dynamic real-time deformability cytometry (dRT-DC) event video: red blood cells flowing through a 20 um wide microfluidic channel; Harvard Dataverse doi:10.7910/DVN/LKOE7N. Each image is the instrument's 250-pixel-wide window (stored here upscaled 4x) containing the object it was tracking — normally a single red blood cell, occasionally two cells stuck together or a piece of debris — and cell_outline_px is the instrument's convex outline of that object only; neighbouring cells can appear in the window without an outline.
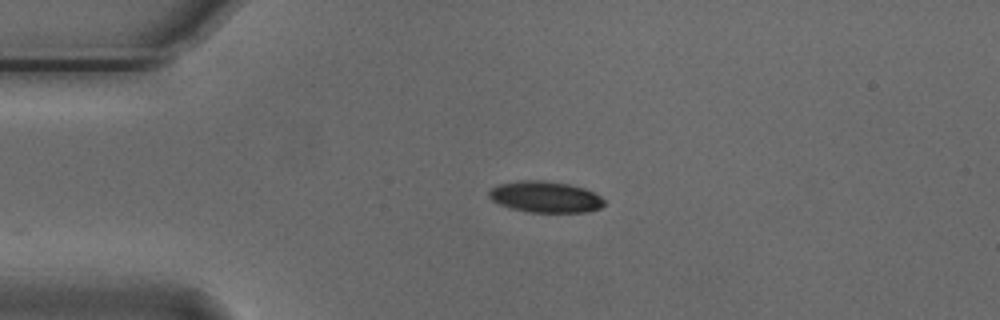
{"species": "Egyptian fruit bat (a non-hibernating species)", "species_latin": "Rousettus aegyptiacus", "temperature_condition": "cold", "stored_images_in_passage": 28, "camera_frame_rate_fps": 3000, "um_per_image_px": 0.085, "animal": {"sex": "male"}, "frame": {"image": 1, "passage_image": 1, "time_ms": 0.0, "image_size_px": [1000, 320], "cell_outline_px": [[604, 204], [600, 208], [588, 212], [528, 212], [508, 208], [492, 200], [488, 196], [488, 192], [492, 188], [500, 184], [520, 180], [544, 180], [568, 184], [584, 188], [600, 196], [604, 200]], "centroid_in_image_um": [46.34, 16.74], "position_along_channel_um": 38.7, "area_um2": 20.98}}
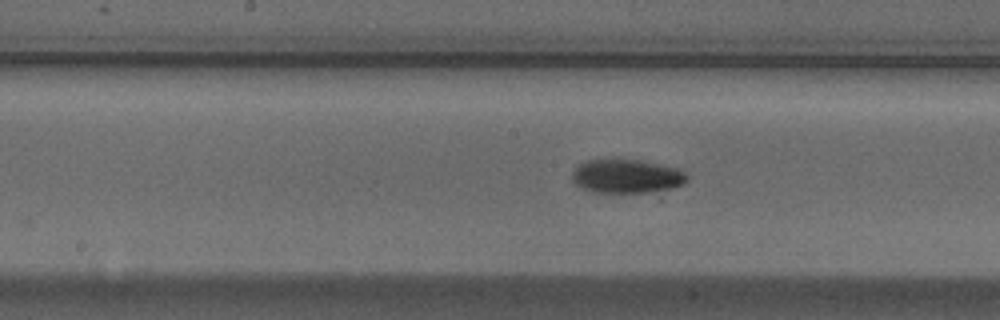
{"frame": {"image": 2, "passage_image": 16, "time_ms": 5.0, "image_size_px": [1000, 320], "cell_outline_px": [[688, 180], [684, 184], [672, 188], [648, 192], [592, 192], [576, 184], [572, 180], [572, 172], [580, 164], [588, 160], [640, 160], [676, 168], [684, 172], [688, 176]], "centroid_in_image_um": [53.28, 14.99], "position_along_channel_um": 194.9, "area_um2": 22.31}}
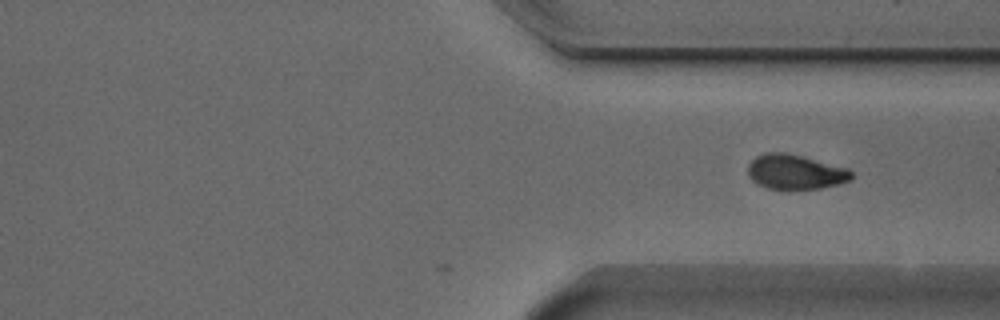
{"frame": {"image": 3, "passage_image": 28, "time_ms": 9.0, "image_size_px": [1000, 320], "cell_outline_px": [[852, 180], [840, 184], [820, 188], [788, 192], [768, 188], [756, 184], [748, 176], [748, 164], [756, 156], [768, 152], [784, 152], [848, 168], [852, 172]], "centroid_in_image_um": [67.58, 14.66], "position_along_channel_um": 343.8, "area_um2": 21.5}}